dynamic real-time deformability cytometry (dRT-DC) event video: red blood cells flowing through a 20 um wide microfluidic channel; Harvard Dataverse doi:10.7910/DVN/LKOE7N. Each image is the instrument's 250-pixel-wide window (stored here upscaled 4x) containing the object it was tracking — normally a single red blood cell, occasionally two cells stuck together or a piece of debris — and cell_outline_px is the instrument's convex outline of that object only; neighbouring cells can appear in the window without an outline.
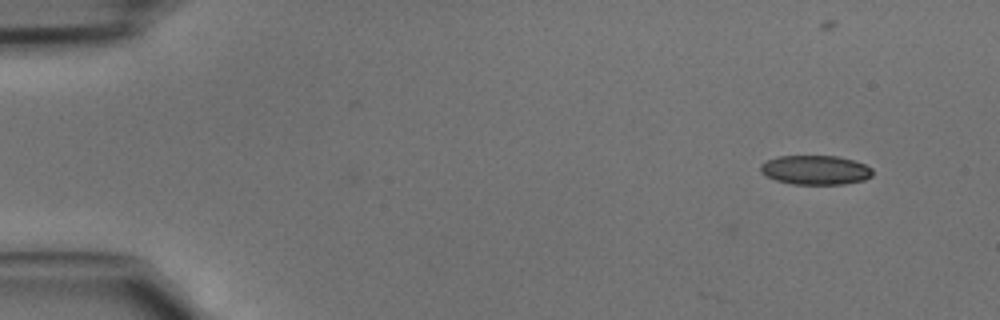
{"species": "common noctule bat (a hibernating species)", "species_latin": "Nyctalus noctula", "temperature_condition": "cold", "stored_images_in_passage": 3, "camera_frame_rate_fps": 3000, "um_per_image_px": 0.085, "animal": {"sex": "male", "body_mass_g": 15.6}, "frame": {"image": 1, "passage_image": 3, "time_ms": 0.667, "image_size_px": [1000, 320], "cell_outline_px": [[872, 176], [864, 180], [844, 184], [792, 184], [776, 180], [760, 172], [760, 164], [776, 156], [836, 156], [852, 160], [864, 164], [872, 168]], "centroid_in_image_um": [69.3, 14.45], "position_along_channel_um": 15.7, "area_um2": 19.07}}